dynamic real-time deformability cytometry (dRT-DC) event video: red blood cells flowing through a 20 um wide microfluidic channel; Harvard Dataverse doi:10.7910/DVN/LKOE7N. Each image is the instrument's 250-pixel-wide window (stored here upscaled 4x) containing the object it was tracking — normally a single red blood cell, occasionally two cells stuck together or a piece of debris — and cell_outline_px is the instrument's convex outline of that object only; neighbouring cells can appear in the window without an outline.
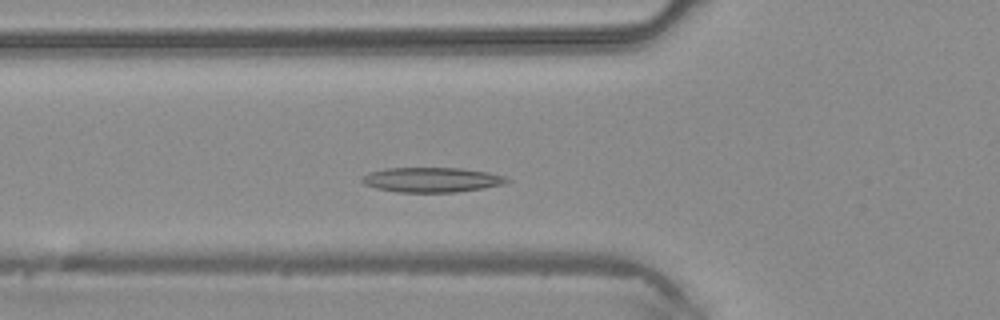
{"species": "common noctule bat (a hibernating species)", "species_latin": "Nyctalus noctula", "temperature_condition": "warm", "stored_images_in_passage": 32, "camera_frame_rate_fps": 3000, "um_per_image_px": 0.085, "animal": {"sex": "male", "body_mass_g": 20.4}, "frame": {"image": 1, "passage_image": 2, "time_ms": 0.333, "image_size_px": [1000, 320], "cell_outline_px": [[512, 180], [504, 184], [484, 188], [456, 192], [396, 192], [376, 188], [364, 184], [360, 180], [368, 172], [384, 168], [460, 168], [488, 172], [504, 176]], "centroid_in_image_um": [36.7, 15.28], "position_along_channel_um": 89.1, "area_um2": 21.04}}
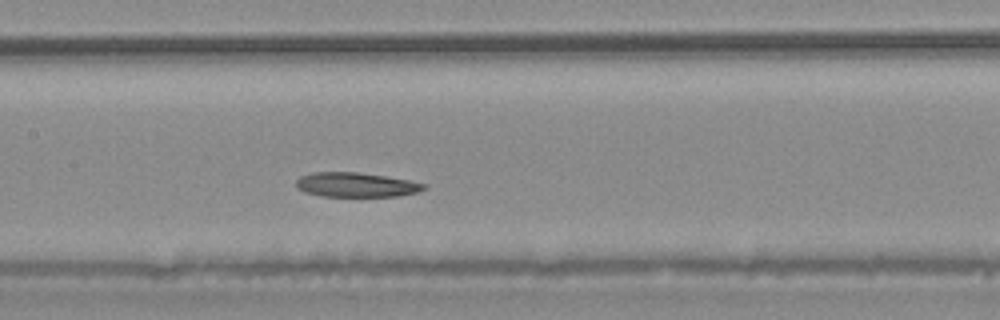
{"frame": {"image": 2, "passage_image": 8, "time_ms": 2.333, "image_size_px": [1000, 320], "cell_outline_px": [[428, 188], [420, 192], [400, 196], [320, 196], [304, 192], [296, 188], [296, 180], [300, 176], [312, 172], [356, 172], [384, 176], [408, 180], [428, 184]], "centroid_in_image_um": [30.28, 15.71], "position_along_channel_um": 177.1, "area_um2": 18.44}}
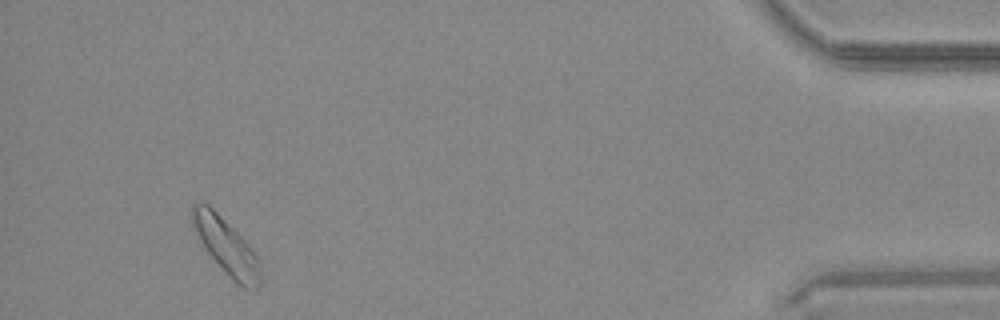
{"frame": {"image": 3, "passage_image": 29, "time_ms": 9.333, "image_size_px": [1000, 320], "cell_outline_px": [[264, 280], [256, 288], [244, 288], [236, 284], [232, 280], [200, 244], [192, 228], [192, 204], [208, 204], [252, 248], [256, 256]], "centroid_in_image_um": [19.23, 20.99], "position_along_channel_um": 416.0, "area_um2": 22.08}}